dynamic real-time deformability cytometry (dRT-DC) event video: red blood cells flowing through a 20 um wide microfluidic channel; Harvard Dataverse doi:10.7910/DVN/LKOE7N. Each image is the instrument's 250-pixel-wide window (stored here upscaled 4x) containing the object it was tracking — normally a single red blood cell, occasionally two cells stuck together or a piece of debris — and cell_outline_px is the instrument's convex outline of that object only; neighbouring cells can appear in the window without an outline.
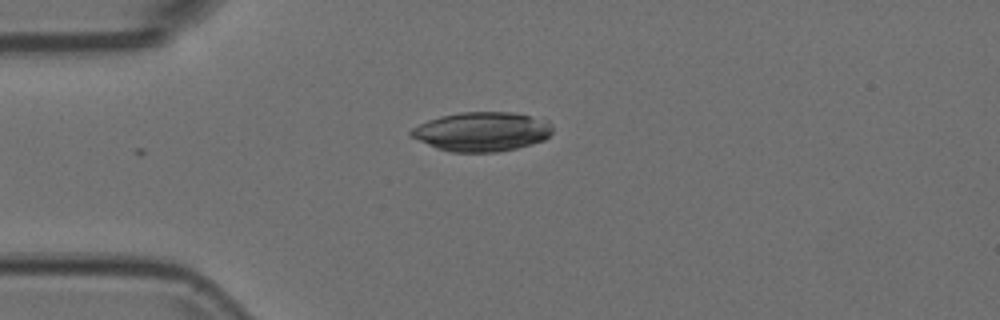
{"species": "Egyptian fruit bat (a non-hibernating species)", "species_latin": "Rousettus aegyptiacus", "temperature_condition": "room temperature", "stored_images_in_passage": 33, "camera_frame_rate_fps": 3000, "um_per_image_px": 0.085, "animal": {"sex": "female"}, "frame": {"image": 1, "passage_image": 1, "time_ms": 0.0, "image_size_px": [1000, 320], "cell_outline_px": [[552, 132], [544, 140], [516, 148], [496, 152], [452, 152], [436, 148], [412, 136], [408, 132], [412, 128], [428, 120], [440, 116], [460, 112], [512, 112], [548, 120], [552, 124]], "centroid_in_image_um": [40.98, 11.18], "position_along_channel_um": 44.0, "area_um2": 32.25}}